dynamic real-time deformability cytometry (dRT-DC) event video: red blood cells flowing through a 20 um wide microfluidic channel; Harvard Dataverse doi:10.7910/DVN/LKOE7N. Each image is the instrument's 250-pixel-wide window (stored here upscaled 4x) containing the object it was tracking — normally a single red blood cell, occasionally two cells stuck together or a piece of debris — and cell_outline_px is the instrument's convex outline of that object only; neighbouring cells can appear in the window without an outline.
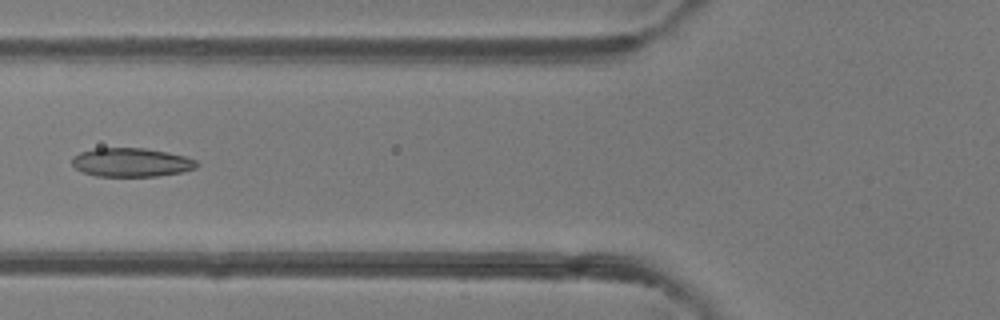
{"species": "common noctule bat (a hibernating species)", "species_latin": "Nyctalus noctula", "temperature_condition": "room temperature", "stored_images_in_passage": 47, "camera_frame_rate_fps": 3000, "um_per_image_px": 0.085, "animal": {"sex": "female"}, "frame": {"image": 1, "passage_image": 18, "time_ms": 5.667, "image_size_px": [1000, 320], "cell_outline_px": [[200, 164], [196, 168], [180, 172], [156, 176], [96, 176], [84, 172], [76, 168], [72, 164], [72, 156], [80, 152], [96, 148], [144, 148], [168, 152], [184, 156], [196, 160]], "centroid_in_image_um": [11.16, 13.79], "position_along_channel_um": 114.6, "area_um2": 20.87}}
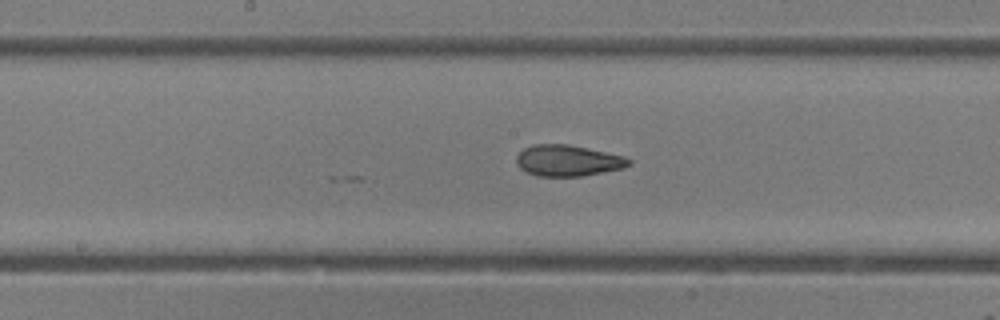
{"frame": {"image": 2, "passage_image": 24, "time_ms": 7.667, "image_size_px": [1000, 320], "cell_outline_px": [[632, 164], [624, 168], [584, 176], [536, 176], [524, 172], [516, 164], [516, 156], [524, 148], [532, 144], [568, 144], [588, 148], [624, 156], [632, 160]], "centroid_in_image_um": [48.26, 13.65], "position_along_channel_um": 199.9, "area_um2": 20.69}}
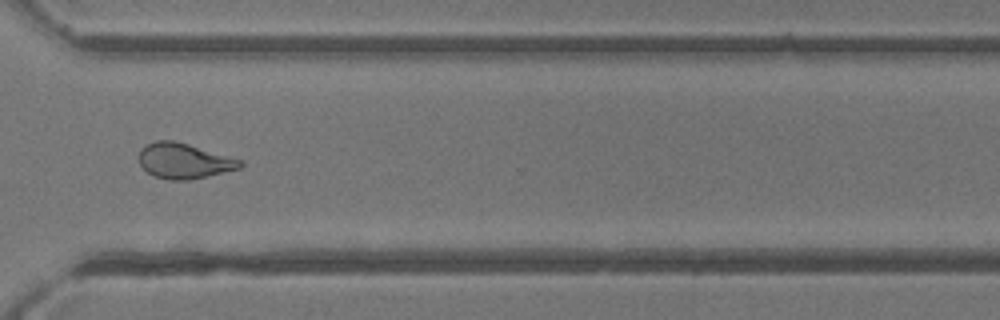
{"frame": {"image": 3, "passage_image": 35, "time_ms": 11.333, "image_size_px": [1000, 320], "cell_outline_px": [[244, 164], [240, 168], [208, 176], [188, 180], [168, 180], [152, 176], [140, 164], [140, 148], [144, 144], [156, 140], [172, 140], [188, 144], [244, 160]], "centroid_in_image_um": [15.65, 13.67], "position_along_channel_um": 355.0, "area_um2": 20.98}}